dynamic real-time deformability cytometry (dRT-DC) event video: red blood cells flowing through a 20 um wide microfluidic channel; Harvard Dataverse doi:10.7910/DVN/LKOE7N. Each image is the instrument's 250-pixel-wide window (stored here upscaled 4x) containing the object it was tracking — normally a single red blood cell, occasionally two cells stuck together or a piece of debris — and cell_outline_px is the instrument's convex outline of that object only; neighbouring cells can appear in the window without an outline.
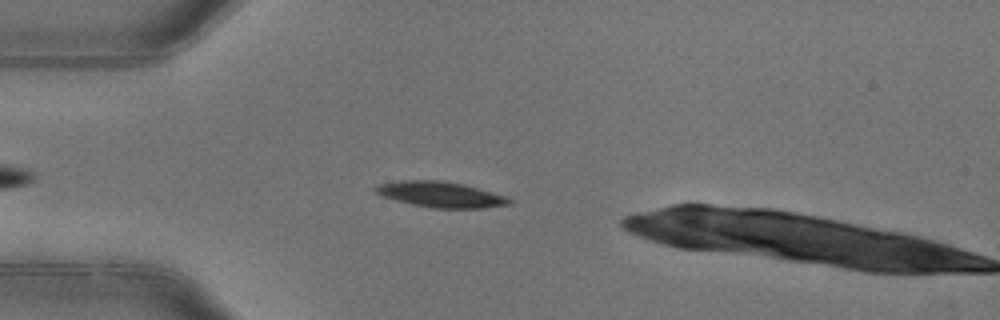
{"species": "common noctule bat (a hibernating species)", "species_latin": "Nyctalus noctula", "temperature_condition": "warm", "stored_images_in_passage": 2, "camera_frame_rate_fps": 3000, "um_per_image_px": 0.085, "animal": {"sex": "female"}, "frame": {"image": 1, "passage_image": 1, "time_ms": 0.0, "image_size_px": [1000, 320], "cell_outline_px": [[512, 204], [484, 208], [432, 208], [412, 204], [396, 200], [384, 196], [376, 192], [372, 188], [380, 184], [400, 180], [444, 180], [464, 184], [504, 196], [512, 200]], "centroid_in_image_um": [37.46, 16.53], "position_along_channel_um": 47.5, "area_um2": 19.88}}